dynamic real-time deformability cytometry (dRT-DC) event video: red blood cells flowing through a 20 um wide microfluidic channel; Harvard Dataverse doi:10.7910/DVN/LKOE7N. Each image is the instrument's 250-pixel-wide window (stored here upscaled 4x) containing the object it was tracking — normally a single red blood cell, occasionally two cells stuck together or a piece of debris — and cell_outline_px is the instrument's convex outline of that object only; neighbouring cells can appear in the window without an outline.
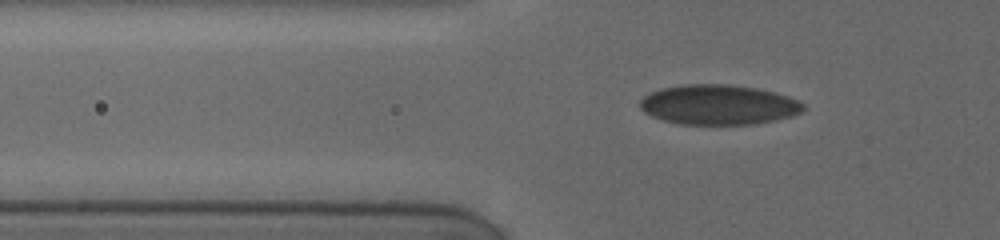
{"species": "human", "species_latin": "Homo sapiens", "temperature_condition": "cold", "stored_images_in_passage": 41, "camera_frame_rate_fps": 3000, "um_per_image_px": 0.085, "donor": {"sex": "female"}, "frame": {"image": 1, "passage_image": 11, "time_ms": 5.0, "image_size_px": [1000, 240], "cell_outline_px": [[804, 108], [800, 112], [792, 116], [776, 120], [756, 124], [680, 124], [664, 120], [652, 116], [644, 112], [640, 108], [640, 100], [648, 92], [660, 88], [680, 84], [728, 84], [756, 88], [776, 92], [788, 96], [804, 104]], "centroid_in_image_um": [61.05, 8.89], "position_along_channel_um": 64.8, "area_um2": 38.21}}
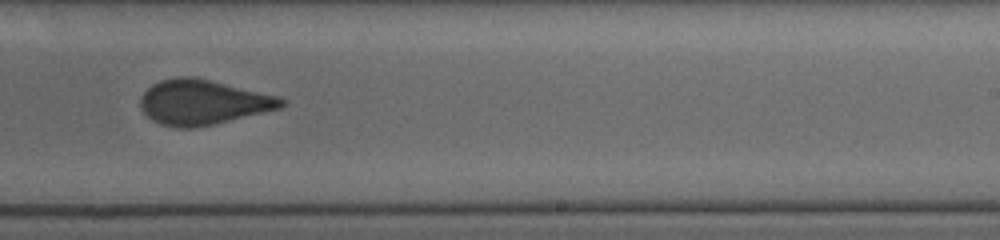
{"frame": {"image": 2, "passage_image": 25, "time_ms": 10.667, "image_size_px": [1000, 240], "cell_outline_px": [[288, 100], [280, 108], [212, 124], [192, 128], [176, 128], [160, 124], [152, 120], [140, 108], [140, 96], [152, 84], [160, 80], [176, 76], [192, 76], [280, 96]], "centroid_in_image_um": [17.22, 8.68], "position_along_channel_um": 271.8, "area_um2": 36.82}}
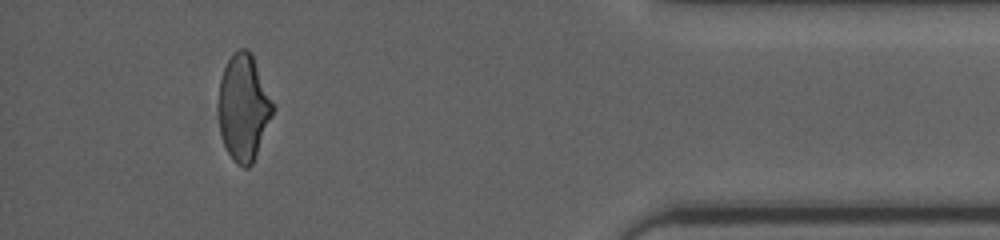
{"frame": {"image": 3, "passage_image": 37, "time_ms": 15.333, "image_size_px": [1000, 240], "cell_outline_px": [[276, 108], [256, 156], [252, 164], [248, 168], [244, 168], [236, 164], [232, 160], [224, 144], [220, 132], [220, 80], [224, 68], [228, 60], [236, 48], [248, 48], [252, 52], [276, 104]], "centroid_in_image_um": [20.76, 9.11], "position_along_channel_um": 414.4, "area_um2": 34.16}}